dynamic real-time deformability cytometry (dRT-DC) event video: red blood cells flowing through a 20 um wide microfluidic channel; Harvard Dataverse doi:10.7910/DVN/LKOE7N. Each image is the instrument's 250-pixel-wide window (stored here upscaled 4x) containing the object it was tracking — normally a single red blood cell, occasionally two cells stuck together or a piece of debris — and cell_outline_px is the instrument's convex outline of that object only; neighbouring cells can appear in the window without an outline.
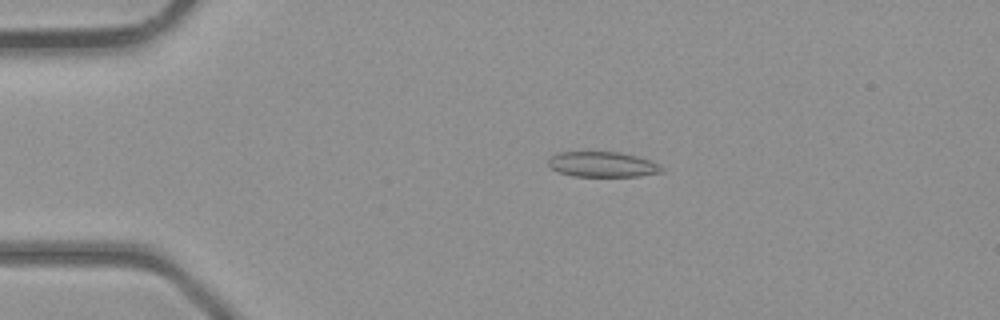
{"species": "common noctule bat (a hibernating species)", "species_latin": "Nyctalus noctula", "temperature_condition": "room temperature", "stored_images_in_passage": 4, "camera_frame_rate_fps": 3000, "um_per_image_px": 0.085, "animal": {"sex": "male", "body_mass_g": 23.1, "forearm_length_mm": 52.7}, "frame": {"image": 1, "passage_image": 3, "time_ms": 2.0, "image_size_px": [1000, 320], "cell_outline_px": [[664, 172], [640, 176], [576, 176], [560, 172], [552, 168], [548, 164], [548, 160], [552, 156], [560, 152], [620, 152], [652, 160], [660, 164], [664, 168]], "centroid_in_image_um": [51.29, 13.97], "position_along_channel_um": 33.7, "area_um2": 16.7}}